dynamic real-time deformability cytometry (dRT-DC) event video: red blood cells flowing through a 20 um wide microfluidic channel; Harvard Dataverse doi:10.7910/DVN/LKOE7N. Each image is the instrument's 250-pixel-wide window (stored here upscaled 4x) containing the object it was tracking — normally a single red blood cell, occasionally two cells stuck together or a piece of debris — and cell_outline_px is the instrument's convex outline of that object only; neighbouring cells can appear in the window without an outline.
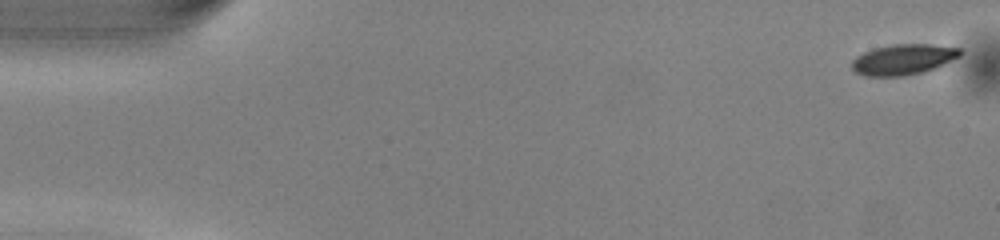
{"species": "common noctule bat (a hibernating species)", "species_latin": "Nyctalus noctula", "temperature_condition": "warm", "stored_images_in_passage": 51, "camera_frame_rate_fps": 3000, "um_per_image_px": 0.085, "animal": {"sex": "male", "body_mass_g": 13.0, "forearm_length_mm": 53.1}, "frame": {"image": 1, "passage_image": 1, "time_ms": 0.0, "image_size_px": [1000, 240], "cell_outline_px": [[960, 56], [936, 68], [924, 72], [904, 76], [864, 76], [856, 72], [852, 68], [852, 60], [856, 56], [872, 48], [892, 44], [928, 44], [960, 48]], "centroid_in_image_um": [76.75, 5.06], "position_along_channel_um": 8.2, "area_um2": 19.36}}
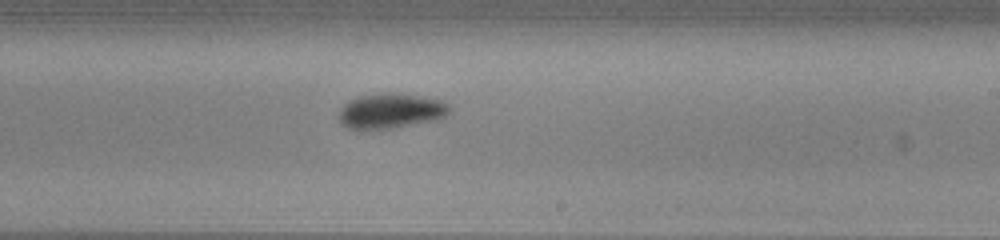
{"frame": {"image": 2, "passage_image": 30, "time_ms": 9.667, "image_size_px": [1000, 240], "cell_outline_px": [[452, 108], [440, 120], [396, 128], [348, 128], [340, 120], [340, 108], [348, 100], [360, 96], [388, 92], [444, 100]], "centroid_in_image_um": [33.28, 9.42], "position_along_channel_um": 255.7, "area_um2": 22.48}}
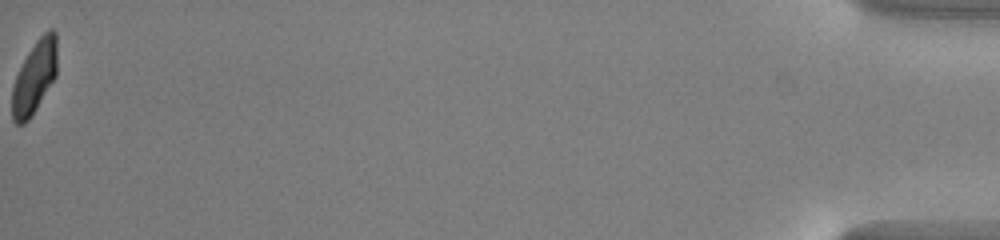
{"frame": {"image": 3, "passage_image": 51, "time_ms": 16.667, "image_size_px": [1000, 240], "cell_outline_px": [[56, 76], [36, 108], [28, 120], [24, 124], [16, 124], [12, 120], [12, 88], [16, 76], [28, 52], [36, 40], [48, 28], [52, 28], [56, 32]], "centroid_in_image_um": [2.93, 6.54], "position_along_channel_um": 432.3, "area_um2": 18.9}, "authors_computed_cell_mechanics": {"area_um2": 20.9814, "velocity_mm_per_s": 4.0434, "shape_relaxation_time_tau1_ms": 1.8559, "shape_relaxation_time_tau2_ms": 2.4539, "deformation_change_tau1": 0.1085, "deformation_change_tau2": 0.0711}}